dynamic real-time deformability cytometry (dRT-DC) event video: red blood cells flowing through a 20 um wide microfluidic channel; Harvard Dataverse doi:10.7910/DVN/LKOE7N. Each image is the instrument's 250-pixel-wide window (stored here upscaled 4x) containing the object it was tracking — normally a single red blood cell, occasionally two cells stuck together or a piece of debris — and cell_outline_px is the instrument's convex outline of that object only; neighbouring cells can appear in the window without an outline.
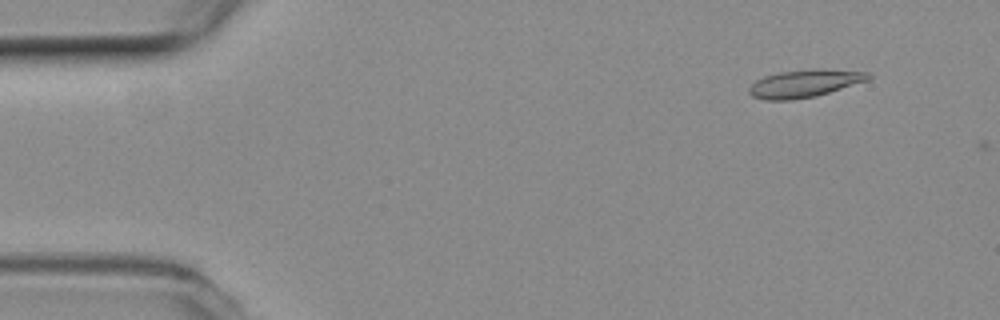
{"species": "common noctule bat (a hibernating species)", "species_latin": "Nyctalus noctula", "temperature_condition": "room temperature", "stored_images_in_passage": 2, "camera_frame_rate_fps": 3000, "um_per_image_px": 0.085, "animal": {"sex": "female", "body_mass_g": 19.3, "forearm_length_mm": 54.1}, "frame": {"image": 1, "passage_image": 1, "time_ms": 0.0, "image_size_px": [1000, 320], "cell_outline_px": [[872, 76], [868, 80], [816, 96], [792, 100], [764, 100], [752, 96], [748, 92], [748, 88], [756, 80], [764, 76], [780, 72], [868, 72]], "centroid_in_image_um": [68.26, 7.17], "position_along_channel_um": 16.7, "area_um2": 17.92}}